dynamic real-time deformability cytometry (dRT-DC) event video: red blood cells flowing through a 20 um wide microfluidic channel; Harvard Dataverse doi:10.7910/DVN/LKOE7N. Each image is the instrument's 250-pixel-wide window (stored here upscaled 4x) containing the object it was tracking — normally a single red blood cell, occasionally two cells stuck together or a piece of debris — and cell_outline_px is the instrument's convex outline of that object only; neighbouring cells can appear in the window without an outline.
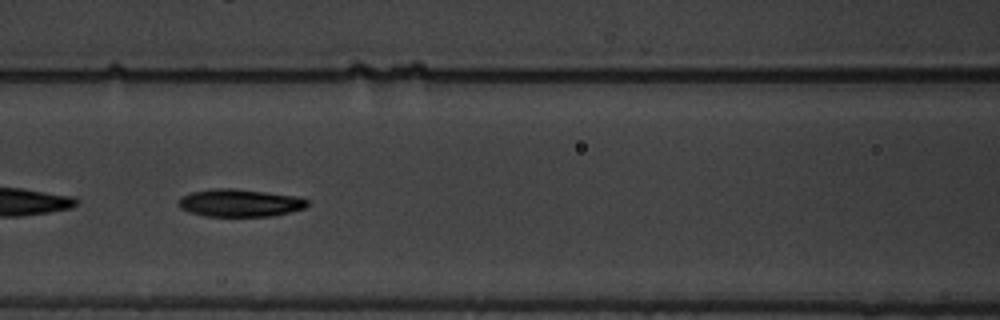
{"species": "common noctule bat (a hibernating species)", "species_latin": "Nyctalus noctula", "temperature_condition": "warm", "stored_images_in_passage": 59, "camera_frame_rate_fps": 3000, "um_per_image_px": 0.085, "animal": {"sex": "male", "body_mass_g": 19.5, "forearm_length_mm": 54.6}, "frame": {"image": 1, "passage_image": 26, "time_ms": 8.333, "image_size_px": [1000, 320], "cell_outline_px": [[308, 204], [304, 208], [272, 216], [204, 216], [188, 212], [180, 208], [176, 204], [176, 200], [180, 196], [192, 192], [212, 188], [236, 188], [296, 196], [308, 200]], "centroid_in_image_um": [20.3, 17.24], "position_along_channel_um": 146.3, "area_um2": 20.92}}
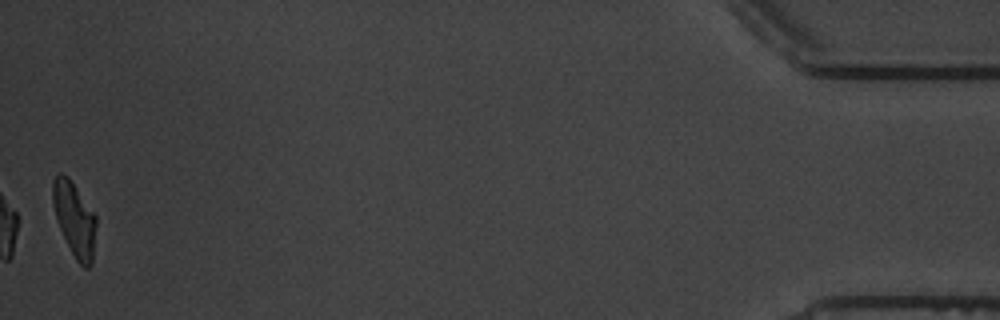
{"frame": {"image": 2, "passage_image": 59, "time_ms": 19.333, "image_size_px": [1000, 320], "cell_outline_px": [[96, 224], [92, 264], [88, 268], [84, 268], [76, 260], [56, 220], [52, 204], [52, 180], [60, 172], [68, 176], [96, 216]], "centroid_in_image_um": [6.32, 18.61], "position_along_channel_um": 428.9, "area_um2": 18.67}, "authors_computed_cell_mechanics": {"area_um2": 20.7502, "velocity_mm_per_s": 3.3703, "shape_relaxation_time_tau1_ms": 4.0448, "shape_relaxation_time_tau2_ms": 2.9183, "deformation_change_tau1": 0.1844, "deformation_change_tau2": 0.0906}}